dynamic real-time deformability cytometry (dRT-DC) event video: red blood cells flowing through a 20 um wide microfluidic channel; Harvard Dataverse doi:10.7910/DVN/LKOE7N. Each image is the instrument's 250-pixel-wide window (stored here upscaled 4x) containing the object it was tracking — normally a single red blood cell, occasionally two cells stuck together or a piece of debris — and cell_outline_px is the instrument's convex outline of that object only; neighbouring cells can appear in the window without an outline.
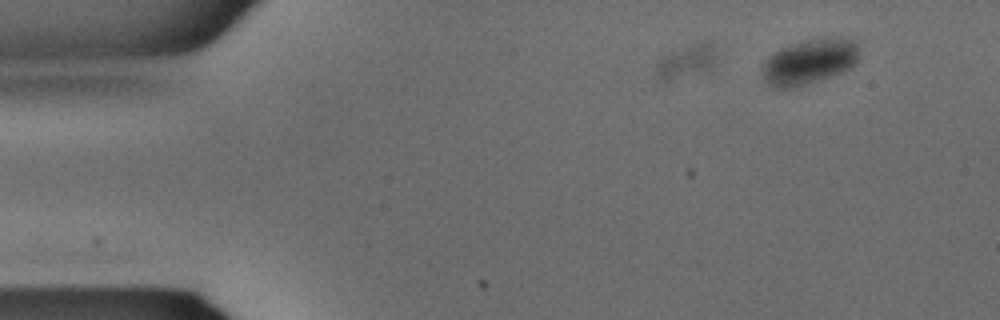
{"species": "common noctule bat (a hibernating species)", "species_latin": "Nyctalus noctula", "temperature_condition": "warm", "stored_images_in_passage": 26, "segment_of_instrument_passage": [2, 2], "camera_frame_rate_fps": 3000, "um_per_image_px": 0.085, "animal": {"sex": "male", "body_mass_g": 15.6}, "frame": {"image": 1, "passage_image": 4, "time_ms": 1.0, "image_size_px": [1000, 320], "cell_outline_px": [[716, 52], [712, 68], [668, 80], [660, 80], [656, 76], [656, 64], [660, 56], [664, 52], [700, 40], [704, 40], [712, 44]], "centroid_in_image_um": [58.28, 5.13], "position_along_channel_um": 26.7, "area_um2": 11.91}}
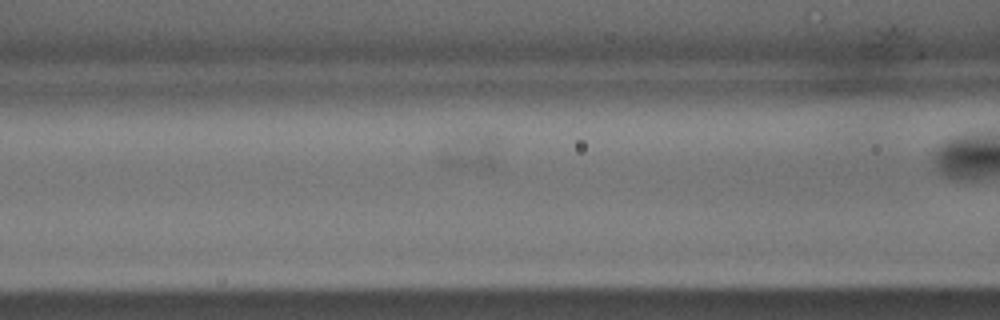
{"frame": {"image": 2, "passage_image": 13, "time_ms": 4.0, "image_size_px": [1000, 320], "cell_outline_px": [[500, 172], [484, 172], [448, 168], [440, 164], [436, 160], [444, 144], [460, 136], [496, 136], [500, 140]], "centroid_in_image_um": [40.11, 13.08], "position_along_channel_um": 126.5, "area_um2": 14.05}}
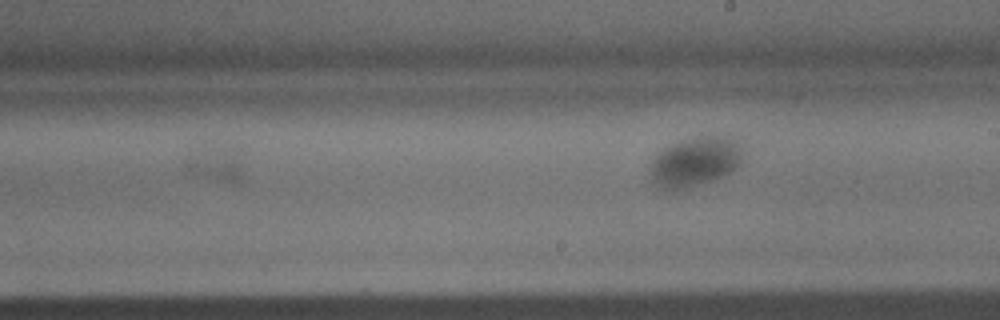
{"frame": {"image": 3, "passage_image": 21, "time_ms": 6.667, "image_size_px": [1000, 320], "cell_outline_px": [[244, 184], [232, 184], [188, 172], [180, 168], [184, 156], [200, 140], [240, 148], [244, 180]], "centroid_in_image_um": [18.28, 13.79], "position_along_channel_um": 270.7, "area_um2": 14.22}}